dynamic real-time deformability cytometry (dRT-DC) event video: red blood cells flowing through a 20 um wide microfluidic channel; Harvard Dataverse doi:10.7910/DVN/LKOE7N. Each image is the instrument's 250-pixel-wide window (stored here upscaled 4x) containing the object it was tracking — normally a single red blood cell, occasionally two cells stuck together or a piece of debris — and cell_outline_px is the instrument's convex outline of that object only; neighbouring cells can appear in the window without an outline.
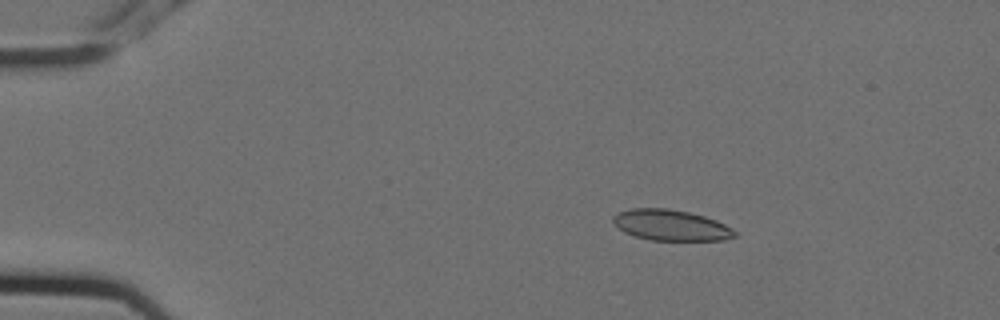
{"species": "Egyptian fruit bat (a non-hibernating species)", "species_latin": "Rousettus aegyptiacus", "temperature_condition": "cold", "stored_images_in_passage": 5, "camera_frame_rate_fps": 3000, "um_per_image_px": 0.085, "animal": {"sex": "female"}, "frame": {"image": 1, "passage_image": 3, "time_ms": 0.667, "image_size_px": [1000, 320], "cell_outline_px": [[736, 236], [724, 240], [652, 240], [636, 236], [624, 232], [612, 220], [612, 216], [620, 212], [632, 208], [668, 208], [688, 212], [704, 216], [716, 220], [732, 228], [736, 232]], "centroid_in_image_um": [57.04, 19.14], "position_along_channel_um": 28.0, "area_um2": 21.68}}